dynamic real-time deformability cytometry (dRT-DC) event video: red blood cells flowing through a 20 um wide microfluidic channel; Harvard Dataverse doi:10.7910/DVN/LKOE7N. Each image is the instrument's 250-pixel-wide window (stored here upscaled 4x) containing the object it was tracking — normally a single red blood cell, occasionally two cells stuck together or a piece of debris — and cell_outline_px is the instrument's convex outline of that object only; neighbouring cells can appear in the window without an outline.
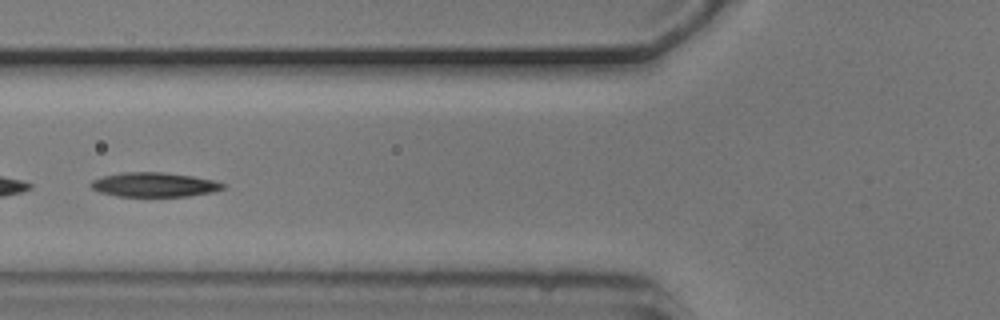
{"species": "common noctule bat (a hibernating species)", "species_latin": "Nyctalus noctula", "temperature_condition": "cold", "stored_images_in_passage": 7, "segment_of_instrument_passage": [2, 2], "camera_frame_rate_fps": 3000, "um_per_image_px": 0.085, "animal": {"sex": "male", "body_mass_g": 20.5, "forearm_length_mm": 52.5}, "frame": {"image": 1, "passage_image": 4, "time_ms": 1.0, "image_size_px": [1000, 320], "cell_outline_px": [[224, 188], [212, 192], [188, 196], [120, 196], [100, 192], [92, 188], [88, 184], [92, 180], [104, 176], [124, 172], [160, 172], [192, 176], [216, 180], [224, 184]], "centroid_in_image_um": [13.11, 15.69], "position_along_channel_um": 112.7, "area_um2": 18.61}}
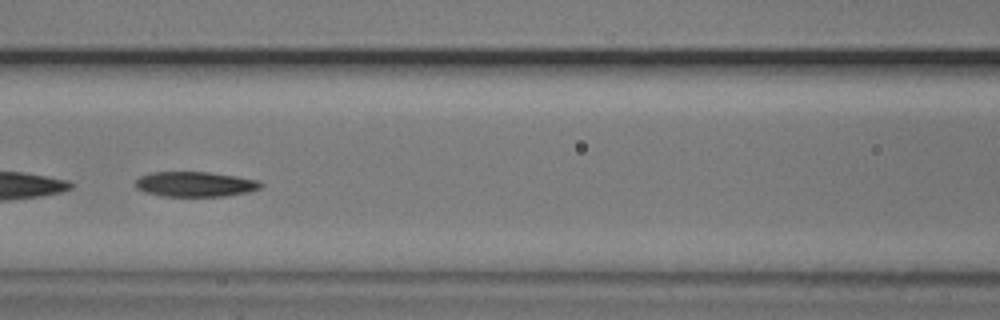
{"frame": {"image": 2, "passage_image": 5, "time_ms": 1.333, "image_size_px": [1000, 320], "cell_outline_px": [[264, 184], [260, 188], [248, 192], [228, 196], [160, 196], [144, 192], [136, 188], [136, 180], [140, 176], [152, 172], [208, 172], [236, 176], [260, 180]], "centroid_in_image_um": [16.61, 15.66], "position_along_channel_um": 150.0, "area_um2": 18.44}}